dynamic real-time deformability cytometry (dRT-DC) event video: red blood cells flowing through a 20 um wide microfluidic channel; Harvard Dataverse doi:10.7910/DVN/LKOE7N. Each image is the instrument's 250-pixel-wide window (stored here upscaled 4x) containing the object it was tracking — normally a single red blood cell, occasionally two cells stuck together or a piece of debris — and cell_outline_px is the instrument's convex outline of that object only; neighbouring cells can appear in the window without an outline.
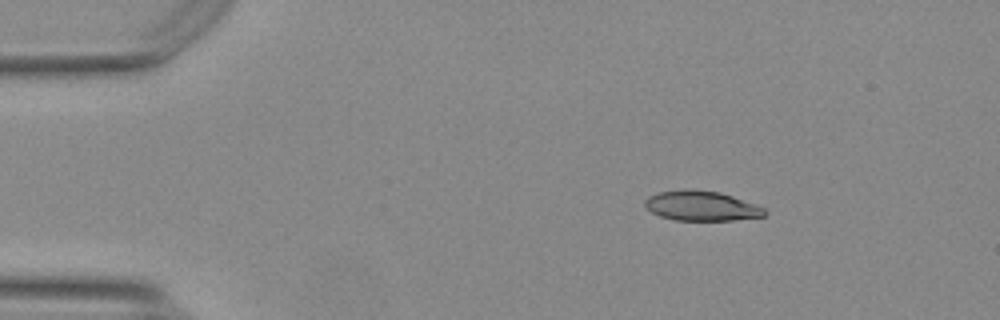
{"species": "Egyptian fruit bat (a non-hibernating species)", "species_latin": "Rousettus aegyptiacus", "temperature_condition": "warm", "stored_images_in_passage": 47, "camera_frame_rate_fps": 3000, "um_per_image_px": 0.085, "animal": {"sex": "female"}, "frame": {"image": 1, "passage_image": 1, "time_ms": 0.0, "image_size_px": [1000, 320], "cell_outline_px": [[768, 212], [764, 216], [732, 220], [676, 220], [660, 216], [644, 208], [644, 200], [648, 196], [660, 192], [684, 188], [688, 188], [720, 192], [756, 204], [764, 208]], "centroid_in_image_um": [59.59, 17.49], "position_along_channel_um": 25.4, "area_um2": 20.98}}
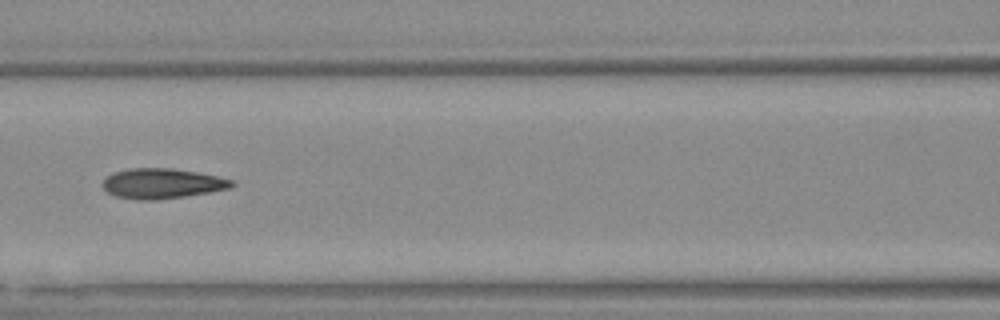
{"frame": {"image": 2, "passage_image": 17, "time_ms": 5.333, "image_size_px": [1000, 320], "cell_outline_px": [[236, 184], [228, 188], [208, 192], [184, 196], [156, 200], [136, 200], [116, 196], [108, 192], [100, 184], [112, 172], [128, 168], [172, 168], [196, 172], [216, 176], [232, 180]], "centroid_in_image_um": [13.72, 15.59], "position_along_channel_um": 152.9, "area_um2": 22.54}}
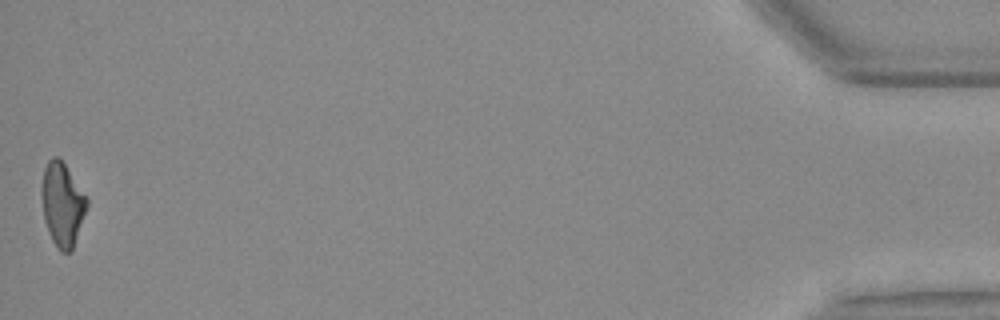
{"frame": {"image": 3, "passage_image": 47, "time_ms": 15.333, "image_size_px": [1000, 320], "cell_outline_px": [[88, 204], [72, 248], [68, 252], [60, 252], [52, 240], [44, 220], [40, 192], [40, 188], [44, 168], [48, 160], [52, 156], [60, 156], [88, 200]], "centroid_in_image_um": [5.26, 17.31], "position_along_channel_um": 429.9, "area_um2": 21.91}, "authors_computed_cell_mechanics": {"area_um2": 22.1374, "velocity_mm_per_s": 3.7394, "shape_relaxation_time_tau1_ms": 7.0073, "shape_relaxation_time_tau2_ms": 2.3124, "deformation_change_tau1": 0.2004, "deformation_change_tau2": 0.1125}}